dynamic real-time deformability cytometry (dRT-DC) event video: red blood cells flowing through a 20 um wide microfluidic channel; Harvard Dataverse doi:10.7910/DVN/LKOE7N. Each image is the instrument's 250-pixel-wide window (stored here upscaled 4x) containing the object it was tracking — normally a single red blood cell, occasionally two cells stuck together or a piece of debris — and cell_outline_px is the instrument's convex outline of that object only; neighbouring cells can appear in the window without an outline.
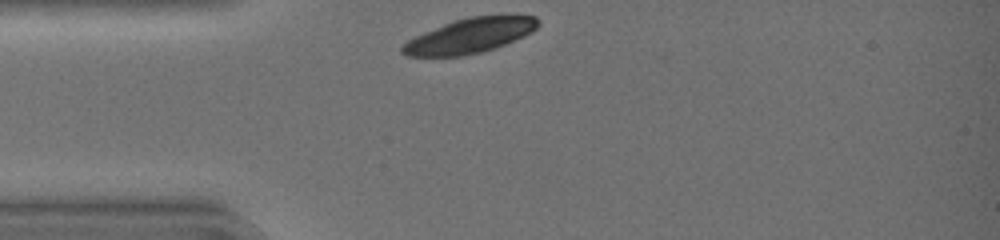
{"species": "common noctule bat (a hibernating species)", "species_latin": "Nyctalus noctula", "temperature_condition": "warm", "stored_images_in_passage": 28, "camera_frame_rate_fps": 3000, "um_per_image_px": 0.085, "animal": {"sex": "female", "body_mass_g": 19.0, "forearm_length_mm": 51.5}, "frame": {"image": 1, "passage_image": 1, "time_ms": 0.0, "image_size_px": [1000, 240], "cell_outline_px": [[540, 24], [532, 32], [524, 36], [504, 44], [480, 52], [464, 56], [404, 56], [400, 52], [400, 48], [408, 40], [424, 32], [452, 20], [468, 16], [516, 12], [536, 16], [540, 20]], "centroid_in_image_um": [40.02, 2.97], "position_along_channel_um": 45.0, "area_um2": 28.32}}
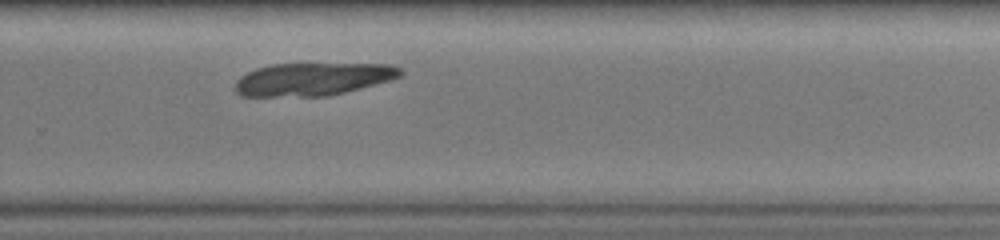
{"frame": {"image": 2, "passage_image": 20, "time_ms": 6.333, "image_size_px": [1000, 240], "cell_outline_px": [[404, 72], [400, 76], [392, 80], [328, 96], [240, 96], [236, 92], [236, 80], [240, 76], [256, 68], [272, 64], [392, 64], [400, 68]], "centroid_in_image_um": [26.6, 6.72], "position_along_channel_um": 303.2, "area_um2": 31.56}}
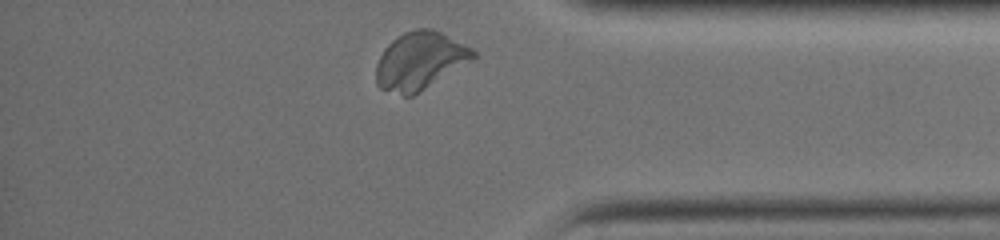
{"frame": {"image": 3, "passage_image": 27, "time_ms": 8.667, "image_size_px": [1000, 240], "cell_outline_px": [[476, 60], [412, 96], [404, 96], [380, 88], [376, 84], [376, 64], [384, 48], [396, 36], [404, 32], [416, 28], [432, 28], [472, 48], [476, 52]], "centroid_in_image_um": [35.72, 5.17], "position_along_channel_um": 399.5, "area_um2": 32.95}}